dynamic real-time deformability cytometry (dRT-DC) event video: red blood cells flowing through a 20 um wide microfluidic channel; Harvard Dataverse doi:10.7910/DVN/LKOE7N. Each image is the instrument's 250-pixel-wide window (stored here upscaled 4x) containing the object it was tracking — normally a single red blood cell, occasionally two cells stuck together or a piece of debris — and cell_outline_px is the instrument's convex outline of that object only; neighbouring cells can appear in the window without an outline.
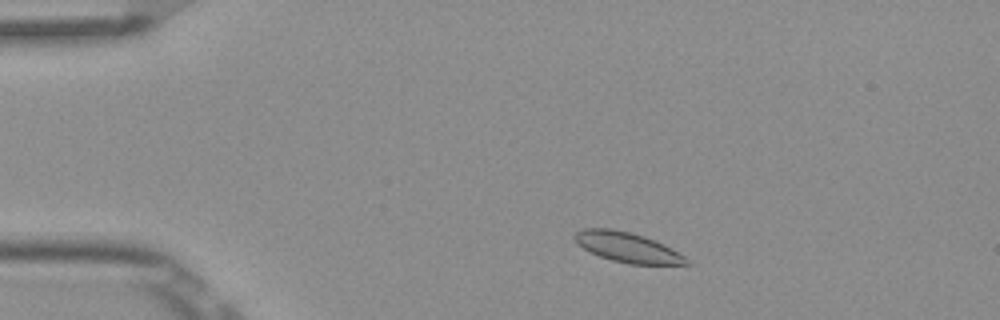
{"species": "Egyptian fruit bat (a non-hibernating species)", "species_latin": "Rousettus aegyptiacus", "temperature_condition": "room temperature", "stored_images_in_passage": 7, "camera_frame_rate_fps": 3000, "um_per_image_px": 0.085, "frame": {"image": 1, "passage_image": 2, "time_ms": 0.333, "image_size_px": [1000, 320], "cell_outline_px": [[692, 264], [628, 264], [612, 260], [600, 256], [584, 248], [572, 236], [576, 232], [584, 228], [608, 228], [628, 232], [644, 236], [664, 244], [672, 248], [684, 256]], "centroid_in_image_um": [53.35, 21.02], "position_along_channel_um": 31.7, "area_um2": 19.19}}
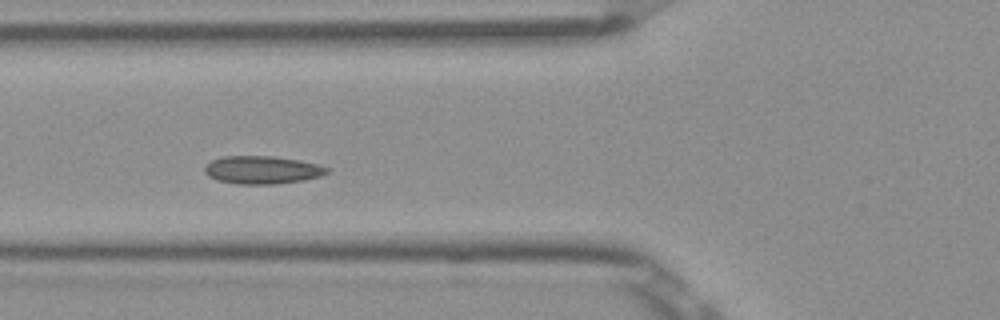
{"frame": {"image": 2, "passage_image": 5, "time_ms": 1.333, "image_size_px": [1000, 320], "cell_outline_px": [[328, 172], [320, 176], [304, 180], [272, 184], [236, 184], [216, 180], [208, 176], [204, 172], [204, 168], [212, 160], [224, 156], [272, 156], [296, 160], [316, 164], [328, 168]], "centroid_in_image_um": [22.24, 14.45], "position_along_channel_um": 103.6, "area_um2": 19.71}}
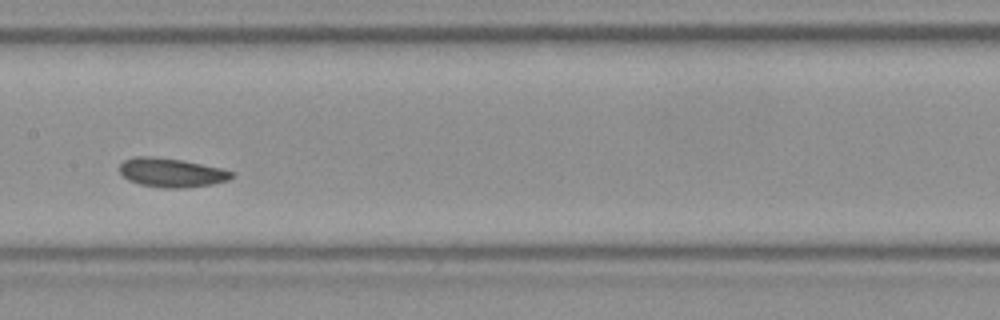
{"frame": {"image": 3, "passage_image": 7, "time_ms": 2.0, "image_size_px": [1000, 320], "cell_outline_px": [[236, 176], [228, 180], [212, 184], [184, 188], [160, 188], [140, 184], [128, 180], [120, 172], [120, 164], [124, 160], [136, 156], [152, 156], [180, 160], [220, 168], [236, 172]], "centroid_in_image_um": [14.59, 14.68], "position_along_channel_um": 192.8, "area_um2": 18.96}}